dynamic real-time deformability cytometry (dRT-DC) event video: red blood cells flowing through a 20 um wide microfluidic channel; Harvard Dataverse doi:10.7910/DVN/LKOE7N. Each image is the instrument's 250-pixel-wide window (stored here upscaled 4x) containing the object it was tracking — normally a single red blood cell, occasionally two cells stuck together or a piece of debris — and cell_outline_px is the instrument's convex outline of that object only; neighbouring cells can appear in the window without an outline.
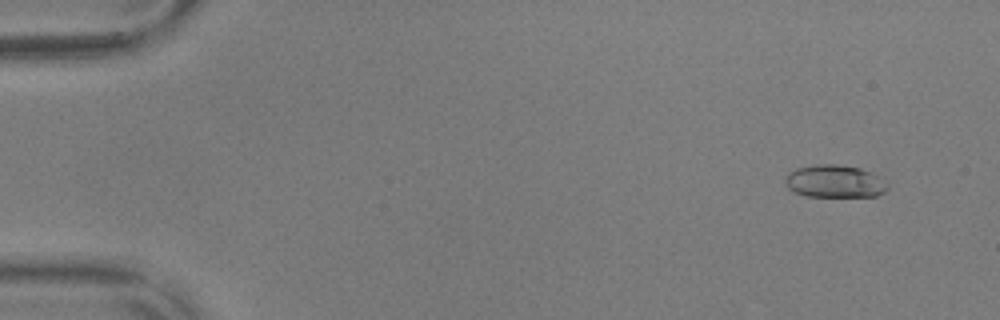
{"species": "common noctule bat (a hibernating species)", "species_latin": "Nyctalus noctula", "temperature_condition": "warm", "stored_images_in_passage": 57, "camera_frame_rate_fps": 3000, "um_per_image_px": 0.085, "animal": {"sex": "male", "body_mass_g": 17.9, "forearm_length_mm": 54.2}, "frame": {"image": 1, "passage_image": 5, "time_ms": 1.333, "image_size_px": [1000, 320], "cell_outline_px": [[888, 188], [884, 192], [876, 196], [804, 196], [792, 192], [788, 188], [784, 180], [788, 172], [796, 168], [816, 164], [840, 164], [860, 168], [872, 172], [888, 184]], "centroid_in_image_um": [70.92, 15.41], "position_along_channel_um": 14.1, "area_um2": 19.65}}
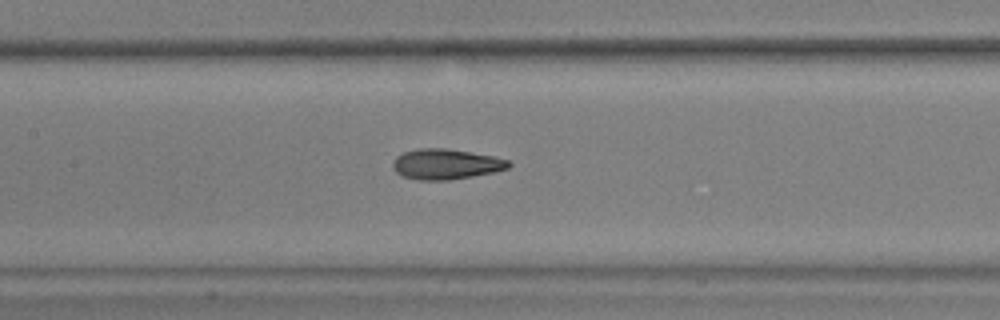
{"frame": {"image": 2, "passage_image": 28, "time_ms": 9.0, "image_size_px": [1000, 320], "cell_outline_px": [[512, 164], [508, 168], [492, 172], [472, 176], [448, 180], [420, 180], [400, 176], [392, 168], [392, 164], [396, 156], [404, 152], [420, 148], [444, 148], [492, 156], [508, 160]], "centroid_in_image_um": [37.85, 13.96], "position_along_channel_um": 169.5, "area_um2": 20.35}}
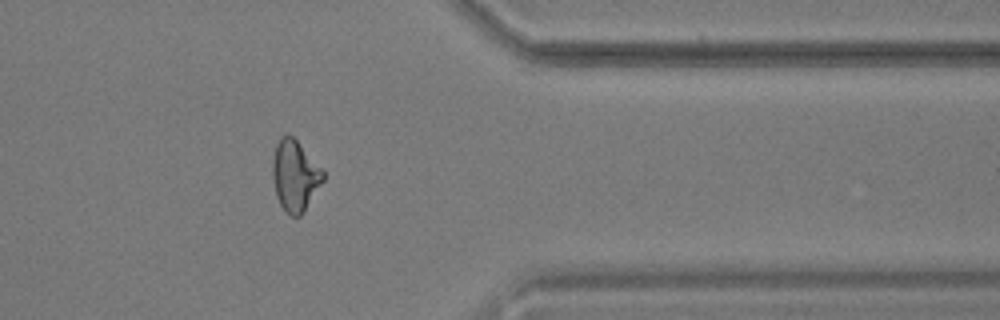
{"frame": {"image": 3, "passage_image": 47, "time_ms": 15.333, "image_size_px": [1000, 320], "cell_outline_px": [[324, 180], [304, 212], [300, 216], [292, 216], [280, 204], [276, 196], [272, 176], [272, 160], [276, 144], [280, 136], [288, 132], [296, 140], [324, 172]], "centroid_in_image_um": [25.05, 14.92], "position_along_channel_um": 386.4, "area_um2": 20.75}, "authors_computed_cell_mechanics": {"area_um2": 20.1722, "velocity_mm_per_s": 3.6131, "shape_relaxation_time_tau1_ms": 5.5647, "shape_relaxation_time_tau2_ms": 1.7357, "deformation_change_tau1": 0.1754, "deformation_change_tau2": 0.097}}